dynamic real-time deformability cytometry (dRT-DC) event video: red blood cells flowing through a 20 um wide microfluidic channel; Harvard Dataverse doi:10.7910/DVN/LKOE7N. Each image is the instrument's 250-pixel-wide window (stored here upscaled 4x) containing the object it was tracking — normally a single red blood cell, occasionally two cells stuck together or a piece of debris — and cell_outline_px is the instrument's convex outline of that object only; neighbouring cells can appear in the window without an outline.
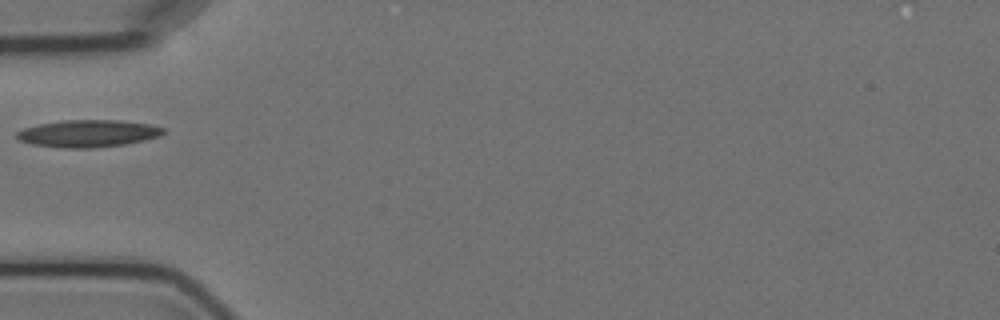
{"species": "Egyptian fruit bat (a non-hibernating species)", "species_latin": "Rousettus aegyptiacus", "temperature_condition": "cold", "stored_images_in_passage": 1, "camera_frame_rate_fps": 3000, "um_per_image_px": 0.085, "animal": {"sex": "female"}, "frame": {"image": 1, "passage_image": 1, "time_ms": 0.0, "image_size_px": [1000, 320], "cell_outline_px": [[168, 132], [160, 136], [144, 140], [124, 144], [92, 148], [60, 148], [32, 144], [20, 140], [16, 136], [16, 132], [24, 128], [40, 124], [64, 120], [120, 120], [152, 124], [164, 128]], "centroid_in_image_um": [7.53, 11.34], "position_along_channel_um": 77.5, "area_um2": 23.35}}